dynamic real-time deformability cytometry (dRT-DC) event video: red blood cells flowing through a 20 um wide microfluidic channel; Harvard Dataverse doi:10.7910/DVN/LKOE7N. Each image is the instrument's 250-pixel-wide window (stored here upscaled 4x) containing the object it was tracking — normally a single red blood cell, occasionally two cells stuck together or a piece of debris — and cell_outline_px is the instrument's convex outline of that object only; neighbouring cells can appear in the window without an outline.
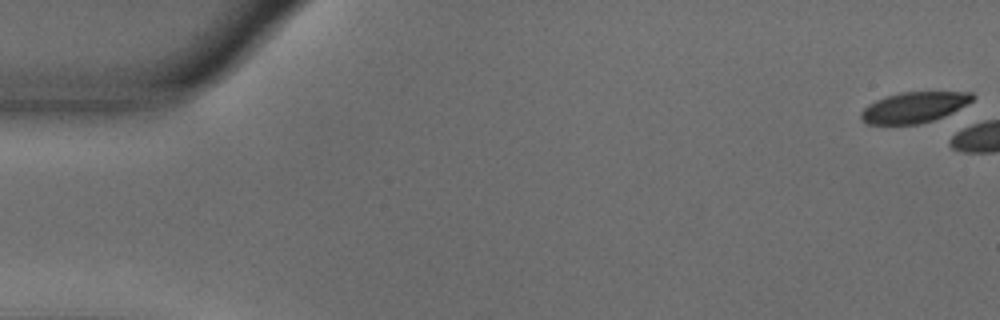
{"species": "common noctule bat (a hibernating species)", "species_latin": "Nyctalus noctula", "temperature_condition": "warm", "stored_images_in_passage": 5, "camera_frame_rate_fps": 3000, "um_per_image_px": 0.085, "animal": {"sex": "male", "body_mass_g": 18.8}, "frame": {"image": 1, "passage_image": 1, "time_ms": 0.0, "image_size_px": [1000, 320], "cell_outline_px": [[976, 96], [972, 100], [952, 112], [944, 116], [920, 124], [868, 124], [860, 116], [860, 112], [868, 104], [876, 100], [900, 92], [972, 92]], "centroid_in_image_um": [77.69, 9.12], "position_along_channel_um": 7.3, "area_um2": 19.71}}